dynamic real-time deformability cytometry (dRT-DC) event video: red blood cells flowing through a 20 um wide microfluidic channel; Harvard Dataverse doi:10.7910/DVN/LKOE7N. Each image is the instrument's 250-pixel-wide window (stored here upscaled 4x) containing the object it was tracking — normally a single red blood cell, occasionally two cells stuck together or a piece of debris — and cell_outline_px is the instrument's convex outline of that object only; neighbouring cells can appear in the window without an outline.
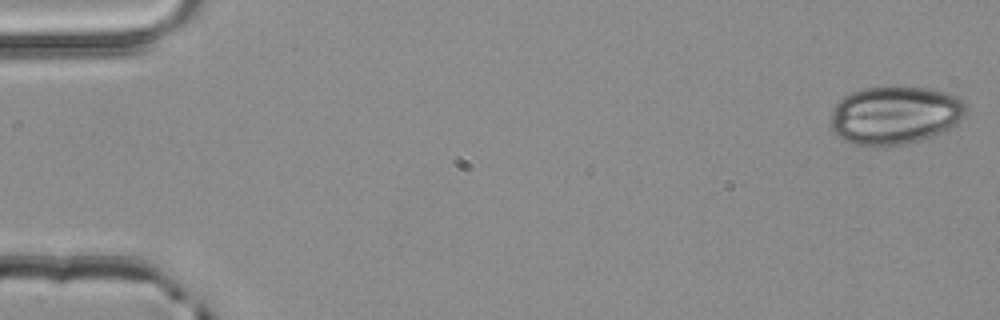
{"species": "common noctule bat (a hibernating species)", "species_latin": "Nyctalus noctula", "temperature_condition": "room temperature", "stored_images_in_passage": 17, "camera_frame_rate_fps": 3000, "um_per_image_px": 0.085, "animal": {"sex": "male", "body_mass_g": 20.4}, "frame": {"image": 1, "passage_image": 1, "time_ms": 0.0, "image_size_px": [1000, 320], "cell_outline_px": [[968, 112], [956, 124], [932, 136], [920, 140], [904, 144], [872, 148], [852, 144], [844, 140], [832, 132], [832, 108], [844, 96], [852, 92], [864, 88], [928, 88], [948, 92], [956, 96], [964, 104]], "centroid_in_image_um": [76.05, 9.82], "position_along_channel_um": 9.0, "area_um2": 45.89}}